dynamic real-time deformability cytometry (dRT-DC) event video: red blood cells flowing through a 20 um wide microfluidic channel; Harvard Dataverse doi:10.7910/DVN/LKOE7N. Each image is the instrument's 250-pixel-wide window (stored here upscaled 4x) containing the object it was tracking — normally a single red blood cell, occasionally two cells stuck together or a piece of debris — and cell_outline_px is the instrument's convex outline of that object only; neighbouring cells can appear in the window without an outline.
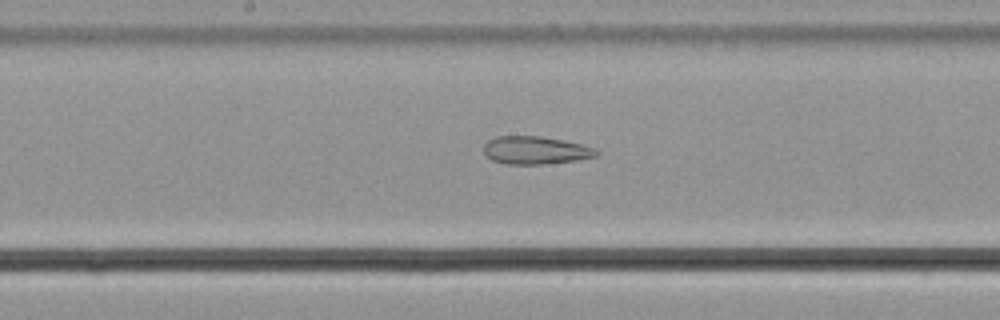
{"species": "common noctule bat (a hibernating species)", "species_latin": "Nyctalus noctula", "temperature_condition": "cold", "stored_images_in_passage": 44, "camera_frame_rate_fps": 3000, "um_per_image_px": 0.085, "animal": {"sex": "male", "body_mass_g": 21.5, "forearm_length_mm": 52.0}, "frame": {"image": 1, "passage_image": 18, "time_ms": 5.667, "image_size_px": [1000, 320], "cell_outline_px": [[600, 152], [596, 156], [572, 160], [540, 164], [504, 164], [492, 160], [484, 156], [484, 144], [488, 140], [496, 136], [540, 136], [564, 140], [596, 148]], "centroid_in_image_um": [45.46, 12.76], "position_along_channel_um": 202.7, "area_um2": 18.26}}
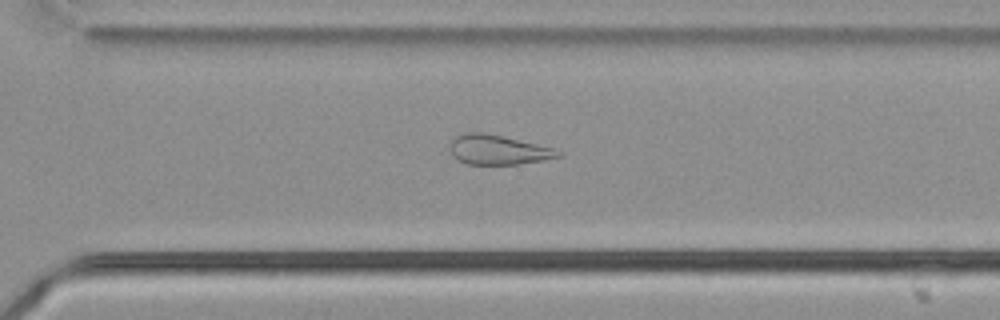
{"frame": {"image": 2, "passage_image": 28, "time_ms": 9.0, "image_size_px": [1000, 320], "cell_outline_px": [[564, 156], [544, 160], [520, 164], [468, 164], [452, 156], [452, 140], [460, 132], [484, 132], [536, 144], [552, 148], [560, 152]], "centroid_in_image_um": [42.34, 12.73], "position_along_channel_um": 328.3, "area_um2": 18.44}}
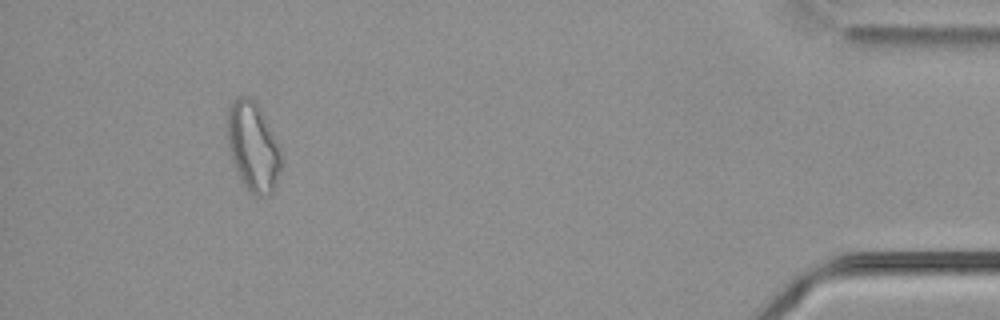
{"frame": {"image": 3, "passage_image": 40, "time_ms": 13.0, "image_size_px": [1000, 320], "cell_outline_px": [[280, 172], [276, 184], [272, 192], [268, 196], [256, 196], [248, 192], [240, 180], [232, 160], [228, 144], [228, 108], [232, 100], [236, 96], [248, 96], [256, 100], [280, 148]], "centroid_in_image_um": [21.5, 12.47], "position_along_channel_um": 413.7, "area_um2": 28.03}, "authors_computed_cell_mechanics": {"area_um2": 22.3108, "velocity_mm_per_s": 3.7677, "shape_relaxation_time_tau1_ms": null, "shape_relaxation_time_tau2_ms": 5.2902, "deformation_change_tau1": null, "deformation_change_tau2": 0.1715}}